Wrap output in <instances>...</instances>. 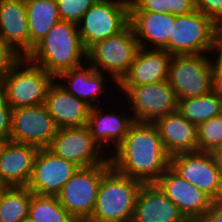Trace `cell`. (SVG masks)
Wrapping results in <instances>:
<instances>
[{
    "instance_id": "cell-12",
    "label": "cell",
    "mask_w": 222,
    "mask_h": 222,
    "mask_svg": "<svg viewBox=\"0 0 222 222\" xmlns=\"http://www.w3.org/2000/svg\"><path fill=\"white\" fill-rule=\"evenodd\" d=\"M48 149L80 168L110 163L108 154L93 140L87 125L58 129Z\"/></svg>"
},
{
    "instance_id": "cell-41",
    "label": "cell",
    "mask_w": 222,
    "mask_h": 222,
    "mask_svg": "<svg viewBox=\"0 0 222 222\" xmlns=\"http://www.w3.org/2000/svg\"><path fill=\"white\" fill-rule=\"evenodd\" d=\"M6 187H0V196L2 194V192L5 190Z\"/></svg>"
},
{
    "instance_id": "cell-24",
    "label": "cell",
    "mask_w": 222,
    "mask_h": 222,
    "mask_svg": "<svg viewBox=\"0 0 222 222\" xmlns=\"http://www.w3.org/2000/svg\"><path fill=\"white\" fill-rule=\"evenodd\" d=\"M0 38L22 57L30 53L25 0H0Z\"/></svg>"
},
{
    "instance_id": "cell-17",
    "label": "cell",
    "mask_w": 222,
    "mask_h": 222,
    "mask_svg": "<svg viewBox=\"0 0 222 222\" xmlns=\"http://www.w3.org/2000/svg\"><path fill=\"white\" fill-rule=\"evenodd\" d=\"M156 184L189 222H199L213 203L207 194L180 177L170 167Z\"/></svg>"
},
{
    "instance_id": "cell-27",
    "label": "cell",
    "mask_w": 222,
    "mask_h": 222,
    "mask_svg": "<svg viewBox=\"0 0 222 222\" xmlns=\"http://www.w3.org/2000/svg\"><path fill=\"white\" fill-rule=\"evenodd\" d=\"M31 198L28 187H6L0 196V222H22L28 217Z\"/></svg>"
},
{
    "instance_id": "cell-42",
    "label": "cell",
    "mask_w": 222,
    "mask_h": 222,
    "mask_svg": "<svg viewBox=\"0 0 222 222\" xmlns=\"http://www.w3.org/2000/svg\"><path fill=\"white\" fill-rule=\"evenodd\" d=\"M0 187H6V186L0 181Z\"/></svg>"
},
{
    "instance_id": "cell-16",
    "label": "cell",
    "mask_w": 222,
    "mask_h": 222,
    "mask_svg": "<svg viewBox=\"0 0 222 222\" xmlns=\"http://www.w3.org/2000/svg\"><path fill=\"white\" fill-rule=\"evenodd\" d=\"M55 80L66 91L83 100L90 107L104 105L102 102L103 96L107 92L109 95L112 87H114L115 93L118 92L116 91L117 83L109 75L96 71L88 62L77 68L61 72ZM108 84L114 86L111 87Z\"/></svg>"
},
{
    "instance_id": "cell-20",
    "label": "cell",
    "mask_w": 222,
    "mask_h": 222,
    "mask_svg": "<svg viewBox=\"0 0 222 222\" xmlns=\"http://www.w3.org/2000/svg\"><path fill=\"white\" fill-rule=\"evenodd\" d=\"M175 19V15L168 13L129 11V24L140 48L164 49L169 52V35Z\"/></svg>"
},
{
    "instance_id": "cell-9",
    "label": "cell",
    "mask_w": 222,
    "mask_h": 222,
    "mask_svg": "<svg viewBox=\"0 0 222 222\" xmlns=\"http://www.w3.org/2000/svg\"><path fill=\"white\" fill-rule=\"evenodd\" d=\"M110 163L79 168L57 195L60 204L78 222H86L94 211L102 176Z\"/></svg>"
},
{
    "instance_id": "cell-11",
    "label": "cell",
    "mask_w": 222,
    "mask_h": 222,
    "mask_svg": "<svg viewBox=\"0 0 222 222\" xmlns=\"http://www.w3.org/2000/svg\"><path fill=\"white\" fill-rule=\"evenodd\" d=\"M169 167L213 201L222 200V170L211 152L176 154L170 157Z\"/></svg>"
},
{
    "instance_id": "cell-8",
    "label": "cell",
    "mask_w": 222,
    "mask_h": 222,
    "mask_svg": "<svg viewBox=\"0 0 222 222\" xmlns=\"http://www.w3.org/2000/svg\"><path fill=\"white\" fill-rule=\"evenodd\" d=\"M129 24V0H96L77 23L83 46L120 33Z\"/></svg>"
},
{
    "instance_id": "cell-18",
    "label": "cell",
    "mask_w": 222,
    "mask_h": 222,
    "mask_svg": "<svg viewBox=\"0 0 222 222\" xmlns=\"http://www.w3.org/2000/svg\"><path fill=\"white\" fill-rule=\"evenodd\" d=\"M44 105L58 129L87 125L91 107L66 91L56 80L47 90Z\"/></svg>"
},
{
    "instance_id": "cell-22",
    "label": "cell",
    "mask_w": 222,
    "mask_h": 222,
    "mask_svg": "<svg viewBox=\"0 0 222 222\" xmlns=\"http://www.w3.org/2000/svg\"><path fill=\"white\" fill-rule=\"evenodd\" d=\"M39 148L8 141L0 157V181L6 187H27Z\"/></svg>"
},
{
    "instance_id": "cell-32",
    "label": "cell",
    "mask_w": 222,
    "mask_h": 222,
    "mask_svg": "<svg viewBox=\"0 0 222 222\" xmlns=\"http://www.w3.org/2000/svg\"><path fill=\"white\" fill-rule=\"evenodd\" d=\"M196 10L222 29V0H194Z\"/></svg>"
},
{
    "instance_id": "cell-35",
    "label": "cell",
    "mask_w": 222,
    "mask_h": 222,
    "mask_svg": "<svg viewBox=\"0 0 222 222\" xmlns=\"http://www.w3.org/2000/svg\"><path fill=\"white\" fill-rule=\"evenodd\" d=\"M166 0H129V11L165 13Z\"/></svg>"
},
{
    "instance_id": "cell-29",
    "label": "cell",
    "mask_w": 222,
    "mask_h": 222,
    "mask_svg": "<svg viewBox=\"0 0 222 222\" xmlns=\"http://www.w3.org/2000/svg\"><path fill=\"white\" fill-rule=\"evenodd\" d=\"M198 151L213 152L222 144V114L197 126Z\"/></svg>"
},
{
    "instance_id": "cell-28",
    "label": "cell",
    "mask_w": 222,
    "mask_h": 222,
    "mask_svg": "<svg viewBox=\"0 0 222 222\" xmlns=\"http://www.w3.org/2000/svg\"><path fill=\"white\" fill-rule=\"evenodd\" d=\"M28 216L37 222H78L60 204L57 196H42L33 192Z\"/></svg>"
},
{
    "instance_id": "cell-36",
    "label": "cell",
    "mask_w": 222,
    "mask_h": 222,
    "mask_svg": "<svg viewBox=\"0 0 222 222\" xmlns=\"http://www.w3.org/2000/svg\"><path fill=\"white\" fill-rule=\"evenodd\" d=\"M194 0H166L165 13L180 16L195 10Z\"/></svg>"
},
{
    "instance_id": "cell-40",
    "label": "cell",
    "mask_w": 222,
    "mask_h": 222,
    "mask_svg": "<svg viewBox=\"0 0 222 222\" xmlns=\"http://www.w3.org/2000/svg\"><path fill=\"white\" fill-rule=\"evenodd\" d=\"M22 222H37V221H35L34 219H32L28 216Z\"/></svg>"
},
{
    "instance_id": "cell-39",
    "label": "cell",
    "mask_w": 222,
    "mask_h": 222,
    "mask_svg": "<svg viewBox=\"0 0 222 222\" xmlns=\"http://www.w3.org/2000/svg\"><path fill=\"white\" fill-rule=\"evenodd\" d=\"M10 139L5 137H0V157L2 155L3 149Z\"/></svg>"
},
{
    "instance_id": "cell-6",
    "label": "cell",
    "mask_w": 222,
    "mask_h": 222,
    "mask_svg": "<svg viewBox=\"0 0 222 222\" xmlns=\"http://www.w3.org/2000/svg\"><path fill=\"white\" fill-rule=\"evenodd\" d=\"M139 49V42L128 24L120 33L91 46L87 50V62L118 84L129 71Z\"/></svg>"
},
{
    "instance_id": "cell-38",
    "label": "cell",
    "mask_w": 222,
    "mask_h": 222,
    "mask_svg": "<svg viewBox=\"0 0 222 222\" xmlns=\"http://www.w3.org/2000/svg\"><path fill=\"white\" fill-rule=\"evenodd\" d=\"M217 165L222 170V144L218 146L213 152H211Z\"/></svg>"
},
{
    "instance_id": "cell-21",
    "label": "cell",
    "mask_w": 222,
    "mask_h": 222,
    "mask_svg": "<svg viewBox=\"0 0 222 222\" xmlns=\"http://www.w3.org/2000/svg\"><path fill=\"white\" fill-rule=\"evenodd\" d=\"M172 56L164 49L140 48L117 86H139L168 80Z\"/></svg>"
},
{
    "instance_id": "cell-1",
    "label": "cell",
    "mask_w": 222,
    "mask_h": 222,
    "mask_svg": "<svg viewBox=\"0 0 222 222\" xmlns=\"http://www.w3.org/2000/svg\"><path fill=\"white\" fill-rule=\"evenodd\" d=\"M111 167L143 184L156 183L170 166L157 127L135 122L128 134L109 155Z\"/></svg>"
},
{
    "instance_id": "cell-31",
    "label": "cell",
    "mask_w": 222,
    "mask_h": 222,
    "mask_svg": "<svg viewBox=\"0 0 222 222\" xmlns=\"http://www.w3.org/2000/svg\"><path fill=\"white\" fill-rule=\"evenodd\" d=\"M12 108L9 106L3 80H0V137L10 139Z\"/></svg>"
},
{
    "instance_id": "cell-5",
    "label": "cell",
    "mask_w": 222,
    "mask_h": 222,
    "mask_svg": "<svg viewBox=\"0 0 222 222\" xmlns=\"http://www.w3.org/2000/svg\"><path fill=\"white\" fill-rule=\"evenodd\" d=\"M117 91L120 96L116 98H122L119 100L123 106L127 105L135 122L154 123L177 110L178 98L168 80L139 86H117Z\"/></svg>"
},
{
    "instance_id": "cell-30",
    "label": "cell",
    "mask_w": 222,
    "mask_h": 222,
    "mask_svg": "<svg viewBox=\"0 0 222 222\" xmlns=\"http://www.w3.org/2000/svg\"><path fill=\"white\" fill-rule=\"evenodd\" d=\"M60 19L78 23L96 0H56Z\"/></svg>"
},
{
    "instance_id": "cell-26",
    "label": "cell",
    "mask_w": 222,
    "mask_h": 222,
    "mask_svg": "<svg viewBox=\"0 0 222 222\" xmlns=\"http://www.w3.org/2000/svg\"><path fill=\"white\" fill-rule=\"evenodd\" d=\"M177 111L189 122L199 125L222 114V97L215 91L208 94L178 100Z\"/></svg>"
},
{
    "instance_id": "cell-34",
    "label": "cell",
    "mask_w": 222,
    "mask_h": 222,
    "mask_svg": "<svg viewBox=\"0 0 222 222\" xmlns=\"http://www.w3.org/2000/svg\"><path fill=\"white\" fill-rule=\"evenodd\" d=\"M213 91L222 97V43L210 53Z\"/></svg>"
},
{
    "instance_id": "cell-19",
    "label": "cell",
    "mask_w": 222,
    "mask_h": 222,
    "mask_svg": "<svg viewBox=\"0 0 222 222\" xmlns=\"http://www.w3.org/2000/svg\"><path fill=\"white\" fill-rule=\"evenodd\" d=\"M132 222H189L156 183L140 188Z\"/></svg>"
},
{
    "instance_id": "cell-4",
    "label": "cell",
    "mask_w": 222,
    "mask_h": 222,
    "mask_svg": "<svg viewBox=\"0 0 222 222\" xmlns=\"http://www.w3.org/2000/svg\"><path fill=\"white\" fill-rule=\"evenodd\" d=\"M222 43V29L199 10L176 16L169 35V53L210 54Z\"/></svg>"
},
{
    "instance_id": "cell-37",
    "label": "cell",
    "mask_w": 222,
    "mask_h": 222,
    "mask_svg": "<svg viewBox=\"0 0 222 222\" xmlns=\"http://www.w3.org/2000/svg\"><path fill=\"white\" fill-rule=\"evenodd\" d=\"M199 222H222V200L213 201L210 209Z\"/></svg>"
},
{
    "instance_id": "cell-2",
    "label": "cell",
    "mask_w": 222,
    "mask_h": 222,
    "mask_svg": "<svg viewBox=\"0 0 222 222\" xmlns=\"http://www.w3.org/2000/svg\"><path fill=\"white\" fill-rule=\"evenodd\" d=\"M27 58L56 78L61 72L87 62L78 25L60 20L34 46Z\"/></svg>"
},
{
    "instance_id": "cell-15",
    "label": "cell",
    "mask_w": 222,
    "mask_h": 222,
    "mask_svg": "<svg viewBox=\"0 0 222 222\" xmlns=\"http://www.w3.org/2000/svg\"><path fill=\"white\" fill-rule=\"evenodd\" d=\"M79 168L75 163L55 155L48 148L39 149L27 187L37 195L57 196Z\"/></svg>"
},
{
    "instance_id": "cell-14",
    "label": "cell",
    "mask_w": 222,
    "mask_h": 222,
    "mask_svg": "<svg viewBox=\"0 0 222 222\" xmlns=\"http://www.w3.org/2000/svg\"><path fill=\"white\" fill-rule=\"evenodd\" d=\"M118 99L115 104L117 109H114V104L110 106L111 108L108 106L106 110L103 109V105L91 107L87 122L93 140L108 156L123 141L130 127L135 123L127 105L120 108L122 104ZM119 104L120 106H118ZM107 109L108 111L112 109L113 112H108Z\"/></svg>"
},
{
    "instance_id": "cell-33",
    "label": "cell",
    "mask_w": 222,
    "mask_h": 222,
    "mask_svg": "<svg viewBox=\"0 0 222 222\" xmlns=\"http://www.w3.org/2000/svg\"><path fill=\"white\" fill-rule=\"evenodd\" d=\"M21 58L19 53L0 38V80H3Z\"/></svg>"
},
{
    "instance_id": "cell-10",
    "label": "cell",
    "mask_w": 222,
    "mask_h": 222,
    "mask_svg": "<svg viewBox=\"0 0 222 222\" xmlns=\"http://www.w3.org/2000/svg\"><path fill=\"white\" fill-rule=\"evenodd\" d=\"M168 82L178 100L208 94L213 90L210 54L173 55Z\"/></svg>"
},
{
    "instance_id": "cell-3",
    "label": "cell",
    "mask_w": 222,
    "mask_h": 222,
    "mask_svg": "<svg viewBox=\"0 0 222 222\" xmlns=\"http://www.w3.org/2000/svg\"><path fill=\"white\" fill-rule=\"evenodd\" d=\"M142 185L111 167L102 176L94 211L86 222H132Z\"/></svg>"
},
{
    "instance_id": "cell-23",
    "label": "cell",
    "mask_w": 222,
    "mask_h": 222,
    "mask_svg": "<svg viewBox=\"0 0 222 222\" xmlns=\"http://www.w3.org/2000/svg\"><path fill=\"white\" fill-rule=\"evenodd\" d=\"M160 134L166 153L171 157L198 151L197 125L189 122L177 110L153 123Z\"/></svg>"
},
{
    "instance_id": "cell-13",
    "label": "cell",
    "mask_w": 222,
    "mask_h": 222,
    "mask_svg": "<svg viewBox=\"0 0 222 222\" xmlns=\"http://www.w3.org/2000/svg\"><path fill=\"white\" fill-rule=\"evenodd\" d=\"M57 130L44 104L12 109L10 141L48 148Z\"/></svg>"
},
{
    "instance_id": "cell-25",
    "label": "cell",
    "mask_w": 222,
    "mask_h": 222,
    "mask_svg": "<svg viewBox=\"0 0 222 222\" xmlns=\"http://www.w3.org/2000/svg\"><path fill=\"white\" fill-rule=\"evenodd\" d=\"M28 15L30 52L34 46L59 22L56 0H25Z\"/></svg>"
},
{
    "instance_id": "cell-7",
    "label": "cell",
    "mask_w": 222,
    "mask_h": 222,
    "mask_svg": "<svg viewBox=\"0 0 222 222\" xmlns=\"http://www.w3.org/2000/svg\"><path fill=\"white\" fill-rule=\"evenodd\" d=\"M54 80L45 69L22 57L3 78L9 106L15 109L44 104Z\"/></svg>"
}]
</instances>
